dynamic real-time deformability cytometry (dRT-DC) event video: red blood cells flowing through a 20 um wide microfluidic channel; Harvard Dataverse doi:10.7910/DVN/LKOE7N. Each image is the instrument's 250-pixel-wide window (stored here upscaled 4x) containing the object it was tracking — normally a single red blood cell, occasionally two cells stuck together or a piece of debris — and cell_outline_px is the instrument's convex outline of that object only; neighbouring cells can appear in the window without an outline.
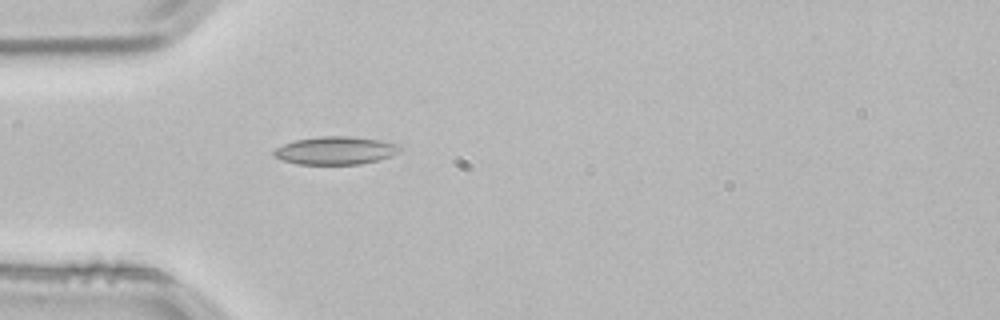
{"species": "common noctule bat (a hibernating species)", "species_latin": "Nyctalus noctula", "temperature_condition": "room temperature", "stored_images_in_passage": 3, "camera_frame_rate_fps": 3000, "um_per_image_px": 0.085, "animal": {"sex": "male", "body_mass_g": 21.5, "forearm_length_mm": 52.0}, "frame": {"image": 1, "passage_image": 3, "time_ms": 0.667, "image_size_px": [1000, 320], "cell_outline_px": [[400, 152], [392, 156], [360, 164], [296, 164], [280, 160], [272, 156], [272, 152], [276, 148], [284, 144], [296, 140], [320, 136], [348, 136], [380, 140], [400, 144]], "centroid_in_image_um": [28.5, 12.8], "position_along_channel_um": 56.5, "area_um2": 20.63}}